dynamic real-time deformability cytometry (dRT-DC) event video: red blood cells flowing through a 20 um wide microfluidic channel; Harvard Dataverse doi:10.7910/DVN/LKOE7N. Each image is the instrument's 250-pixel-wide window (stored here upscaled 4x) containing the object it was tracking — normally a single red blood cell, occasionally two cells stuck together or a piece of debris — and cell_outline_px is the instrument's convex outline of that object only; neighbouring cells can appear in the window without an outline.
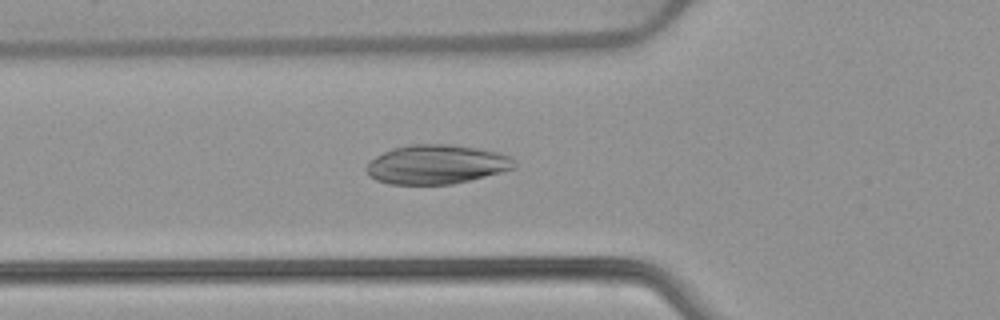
{"species": "common noctule bat (a hibernating species)", "species_latin": "Nyctalus noctula", "temperature_condition": "warm", "stored_images_in_passage": 53, "camera_frame_rate_fps": 3000, "um_per_image_px": 0.085, "animal": {"sex": "female", "body_mass_g": 22.7, "forearm_length_mm": 54.2}, "frame": {"image": 1, "passage_image": 19, "time_ms": 6.0, "image_size_px": [1000, 320], "cell_outline_px": [[516, 168], [452, 184], [388, 184], [376, 180], [368, 176], [364, 168], [368, 160], [392, 148], [412, 144], [448, 144], [476, 148], [500, 152], [512, 156], [516, 164]], "centroid_in_image_um": [37.07, 13.97], "position_along_channel_um": 88.7, "area_um2": 33.99}}
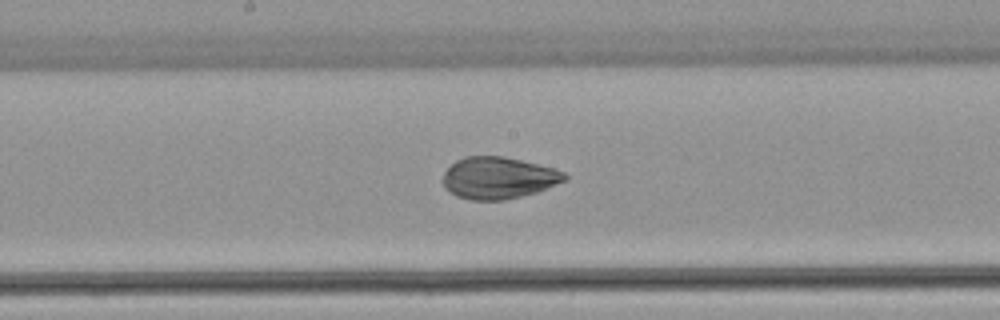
{"frame": {"image": 2, "passage_image": 28, "time_ms": 9.0, "image_size_px": [1000, 320], "cell_outline_px": [[568, 180], [536, 192], [504, 200], [472, 200], [456, 196], [448, 192], [444, 188], [444, 172], [456, 160], [464, 156], [504, 156], [552, 168], [564, 172], [568, 176]], "centroid_in_image_um": [42.35, 15.12], "position_along_channel_um": 205.8, "area_um2": 29.59}}
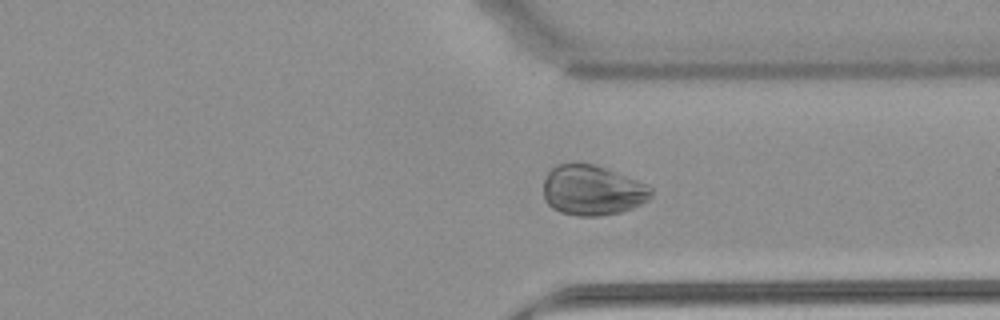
{"frame": {"image": 3, "passage_image": 40, "time_ms": 13.0, "image_size_px": [1000, 320], "cell_outline_px": [[652, 196], [648, 200], [624, 212], [600, 216], [576, 216], [560, 212], [552, 208], [544, 200], [544, 180], [548, 172], [556, 164], [596, 164], [636, 180], [652, 188]], "centroid_in_image_um": [50.34, 16.19], "position_along_channel_um": 361.1, "area_um2": 31.5}}